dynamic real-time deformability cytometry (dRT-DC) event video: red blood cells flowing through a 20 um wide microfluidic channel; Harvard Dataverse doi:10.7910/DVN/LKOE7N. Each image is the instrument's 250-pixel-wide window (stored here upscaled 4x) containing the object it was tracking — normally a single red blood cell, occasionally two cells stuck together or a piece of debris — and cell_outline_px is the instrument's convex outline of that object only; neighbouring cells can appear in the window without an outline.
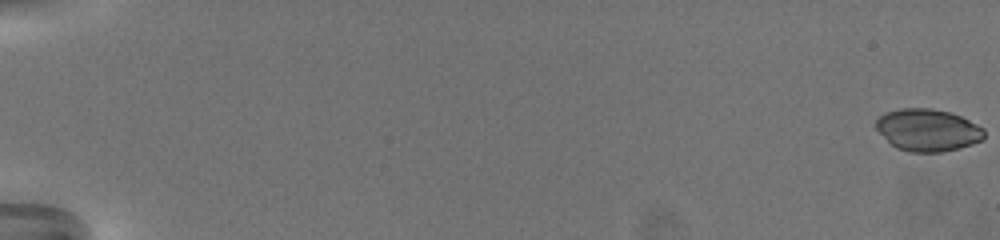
{"species": "common noctule bat (a hibernating species)", "species_latin": "Nyctalus noctula", "temperature_condition": "warm", "stored_images_in_passage": 68, "camera_frame_rate_fps": 3000, "um_per_image_px": 0.085, "animal": {"sex": "female", "body_mass_g": 19.5, "forearm_length_mm": 54.1}, "frame": {"image": 1, "passage_image": 1, "time_ms": 0.0, "image_size_px": [1000, 240], "cell_outline_px": [[984, 140], [972, 144], [940, 152], [908, 152], [896, 148], [876, 128], [876, 120], [884, 112], [900, 108], [932, 108], [948, 112], [960, 116], [984, 128]], "centroid_in_image_um": [78.85, 11.05], "position_along_channel_um": 6.1, "area_um2": 26.47}}